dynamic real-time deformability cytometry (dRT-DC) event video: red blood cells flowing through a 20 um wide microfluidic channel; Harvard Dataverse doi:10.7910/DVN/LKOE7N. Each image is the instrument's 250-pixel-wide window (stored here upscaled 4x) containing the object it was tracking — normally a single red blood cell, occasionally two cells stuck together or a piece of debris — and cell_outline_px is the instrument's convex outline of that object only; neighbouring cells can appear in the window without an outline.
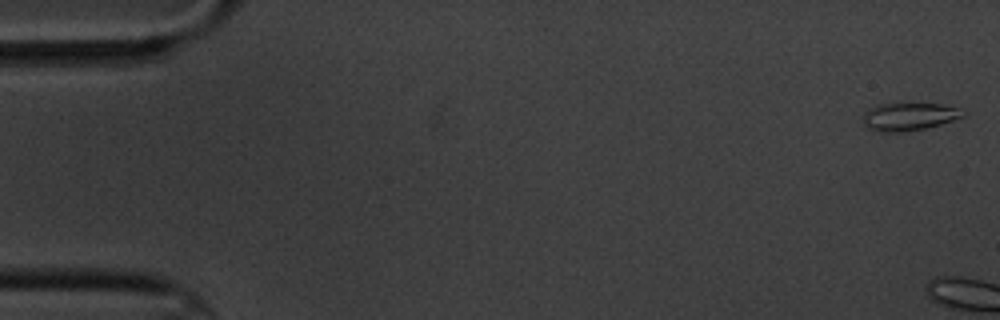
{"species": "common noctule bat (a hibernating species)", "species_latin": "Nyctalus noctula", "temperature_condition": "cold", "stored_images_in_passage": 2, "camera_frame_rate_fps": 3000, "um_per_image_px": 0.085, "animal": {"sex": "male", "body_mass_g": 20.1, "forearm_length_mm": 53.5}, "frame": {"image": 1, "passage_image": 1, "time_ms": 0.0, "image_size_px": [1000, 320], "cell_outline_px": [[968, 112], [964, 116], [928, 128], [900, 132], [880, 132], [868, 128], [864, 124], [860, 116], [868, 108], [880, 104], [896, 100], [944, 104]], "centroid_in_image_um": [77.22, 9.85], "position_along_channel_um": 7.8, "area_um2": 17.22}}